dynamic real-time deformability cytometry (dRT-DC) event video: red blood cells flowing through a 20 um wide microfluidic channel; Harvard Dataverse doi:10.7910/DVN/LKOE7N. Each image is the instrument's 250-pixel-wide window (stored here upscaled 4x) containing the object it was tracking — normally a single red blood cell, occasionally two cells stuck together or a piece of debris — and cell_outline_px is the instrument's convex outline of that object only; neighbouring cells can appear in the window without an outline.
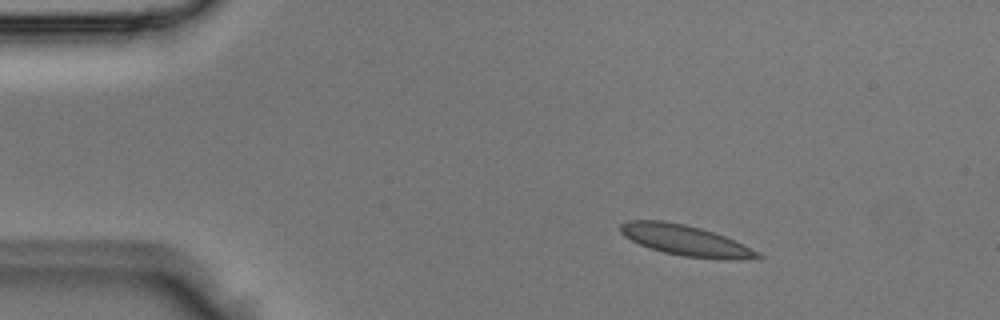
{"species": "Egyptian fruit bat (a non-hibernating species)", "species_latin": "Rousettus aegyptiacus", "temperature_condition": "room temperature", "stored_images_in_passage": 3, "camera_frame_rate_fps": 3000, "um_per_image_px": 0.085, "animal": {"sex": "male"}, "frame": {"image": 1, "passage_image": 1, "time_ms": 0.0, "image_size_px": [1000, 320], "cell_outline_px": [[764, 256], [760, 260], [724, 260], [684, 256], [664, 252], [640, 244], [624, 236], [620, 232], [620, 224], [628, 220], [664, 220], [684, 224], [700, 228], [724, 236], [760, 252]], "centroid_in_image_um": [58.34, 20.45], "position_along_channel_um": 26.7, "area_um2": 24.57}}
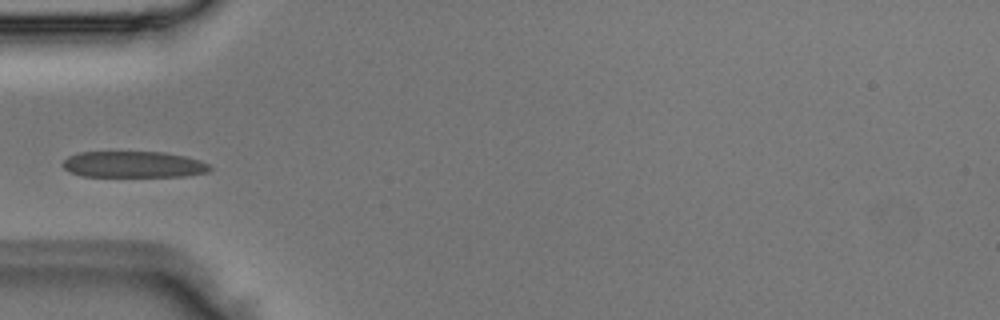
{"frame": {"image": 2, "passage_image": 3, "time_ms": 0.667, "image_size_px": [1000, 320], "cell_outline_px": [[212, 168], [208, 172], [184, 176], [80, 176], [68, 172], [60, 164], [68, 156], [76, 152], [164, 152], [184, 156], [200, 160], [208, 164]], "centroid_in_image_um": [11.3, 13.98], "position_along_channel_um": 73.7, "area_um2": 22.66}}